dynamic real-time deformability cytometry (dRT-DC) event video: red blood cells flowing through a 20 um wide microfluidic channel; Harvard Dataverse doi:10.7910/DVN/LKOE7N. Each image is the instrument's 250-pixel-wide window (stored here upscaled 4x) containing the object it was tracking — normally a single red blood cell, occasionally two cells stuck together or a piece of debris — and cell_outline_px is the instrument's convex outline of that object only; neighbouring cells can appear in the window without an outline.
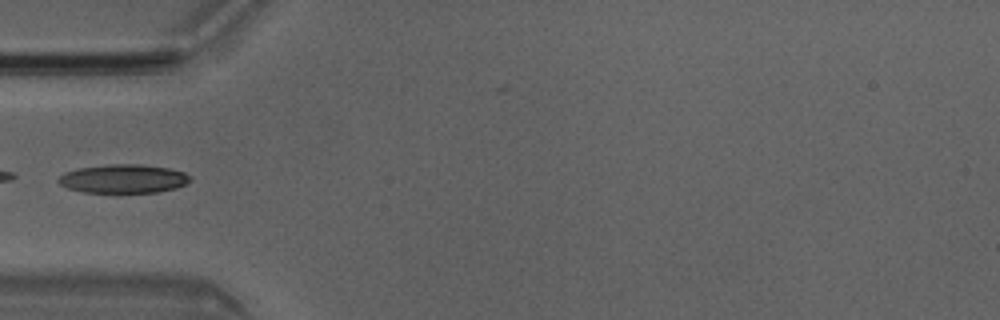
{"species": "Egyptian fruit bat (a non-hibernating species)", "species_latin": "Rousettus aegyptiacus", "temperature_condition": "room temperature", "stored_images_in_passage": 31, "camera_frame_rate_fps": 3000, "um_per_image_px": 0.085, "animal": {"sex": "male"}, "frame": {"image": 1, "passage_image": 1, "time_ms": 0.0, "image_size_px": [1000, 320], "cell_outline_px": [[192, 180], [176, 188], [156, 192], [84, 192], [68, 188], [60, 184], [56, 180], [64, 172], [76, 168], [108, 164], [140, 164], [168, 168], [184, 172]], "centroid_in_image_um": [10.45, 15.18], "position_along_channel_um": 74.5, "area_um2": 21.96}}